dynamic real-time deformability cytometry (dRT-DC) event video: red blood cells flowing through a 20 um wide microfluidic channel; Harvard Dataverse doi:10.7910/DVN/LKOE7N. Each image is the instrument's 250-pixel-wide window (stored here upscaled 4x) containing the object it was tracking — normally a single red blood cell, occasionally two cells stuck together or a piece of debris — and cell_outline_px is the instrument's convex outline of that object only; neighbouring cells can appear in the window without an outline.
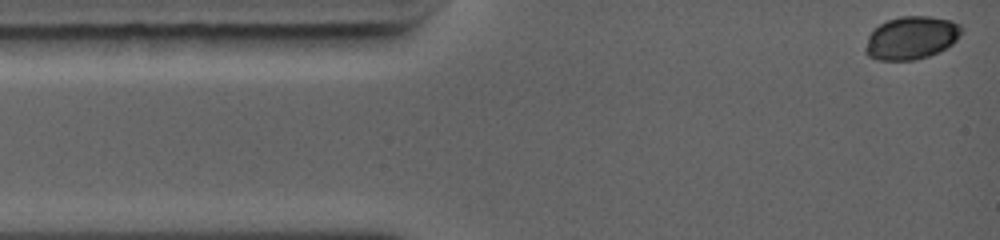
{"species": "common noctule bat (a hibernating species)", "species_latin": "Nyctalus noctula", "temperature_condition": "warm", "stored_images_in_passage": 9, "camera_frame_rate_fps": 5000, "um_per_image_px": 0.085, "animal": {"sex": "female", "body_mass_g": 19.0, "forearm_length_mm": 56.7}, "frame": {"image": 1, "passage_image": 1, "time_ms": 0.0, "image_size_px": [1000, 240], "cell_outline_px": [[964, 32], [952, 44], [928, 56], [916, 60], [876, 60], [868, 56], [864, 52], [864, 48], [868, 36], [872, 28], [888, 20], [900, 16], [928, 16], [952, 20], [960, 24], [964, 28]], "centroid_in_image_um": [77.45, 3.21], "position_along_channel_um": 7.5, "area_um2": 24.39}}
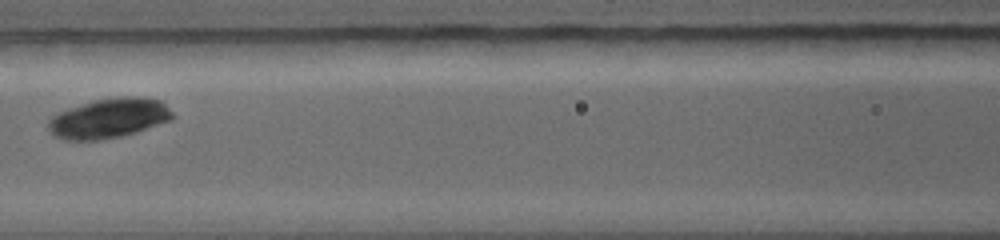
{"frame": {"image": 2, "passage_image": 6, "time_ms": 5.0, "image_size_px": [1000, 240], "cell_outline_px": [[176, 116], [172, 120], [136, 132], [120, 136], [100, 140], [64, 140], [56, 136], [48, 128], [48, 120], [52, 116], [68, 108], [92, 100], [116, 96], [140, 96], [160, 100]], "centroid_in_image_um": [9.27, 10.03], "position_along_channel_um": 157.3, "area_um2": 28.96}}
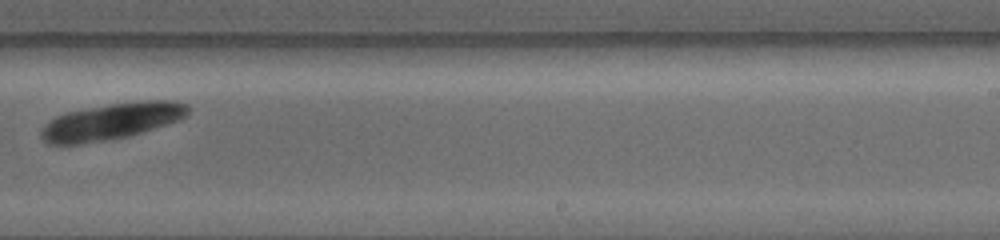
{"frame": {"image": 3, "passage_image": 9, "time_ms": 7.8, "image_size_px": [1000, 240], "cell_outline_px": [[192, 108], [188, 116], [180, 120], [168, 124], [128, 136], [112, 140], [80, 144], [48, 144], [40, 136], [40, 132], [44, 124], [48, 120], [64, 112], [112, 104], [144, 100], [176, 100], [188, 104]], "centroid_in_image_um": [9.53, 10.31], "position_along_channel_um": 279.5, "area_um2": 31.67}}